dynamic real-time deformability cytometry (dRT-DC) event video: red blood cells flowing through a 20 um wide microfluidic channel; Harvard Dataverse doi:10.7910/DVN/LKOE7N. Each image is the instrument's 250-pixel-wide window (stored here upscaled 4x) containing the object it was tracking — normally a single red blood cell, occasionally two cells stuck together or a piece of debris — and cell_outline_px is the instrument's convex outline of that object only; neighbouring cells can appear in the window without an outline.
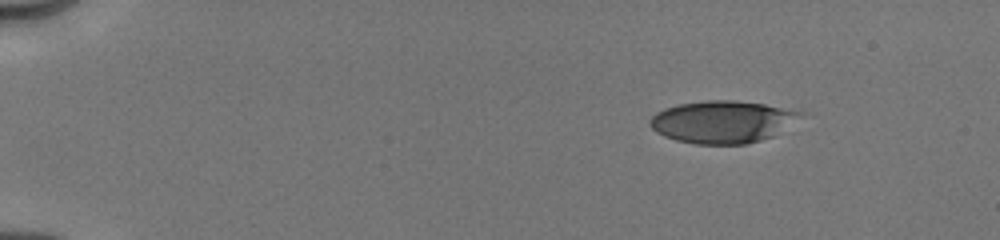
{"species": "human", "species_latin": "Homo sapiens", "temperature_condition": "cold", "stored_images_in_passage": 7, "camera_frame_rate_fps": 3000, "um_per_image_px": 0.085, "donor": {"sex": "male"}, "frame": {"image": 1, "passage_image": 1, "time_ms": 0.0, "image_size_px": [1000, 240], "cell_outline_px": [[808, 112], [772, 136], [760, 140], [744, 144], [696, 144], [676, 140], [664, 136], [656, 132], [648, 124], [648, 120], [656, 112], [664, 108], [680, 104], [708, 100], [736, 100], [764, 104]], "centroid_in_image_um": [61.38, 10.34], "position_along_channel_um": 23.6, "area_um2": 37.05}}
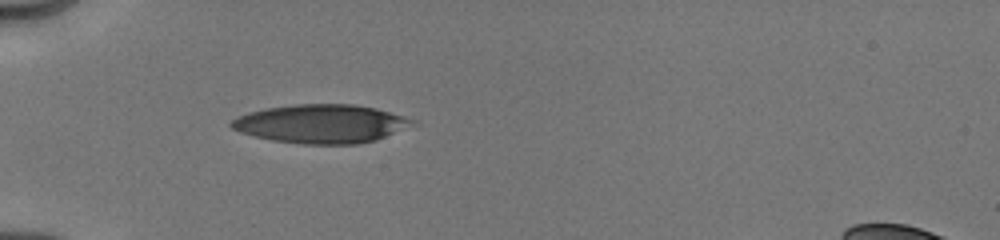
{"frame": {"image": 2, "passage_image": 5, "time_ms": 3.333, "image_size_px": [1000, 240], "cell_outline_px": [[420, 124], [376, 140], [360, 144], [300, 144], [272, 140], [240, 132], [232, 128], [228, 124], [236, 116], [248, 112], [264, 108], [296, 104], [352, 104], [376, 108], [404, 116], [416, 120]], "centroid_in_image_um": [27.34, 10.52], "position_along_channel_um": 57.7, "area_um2": 41.21}}
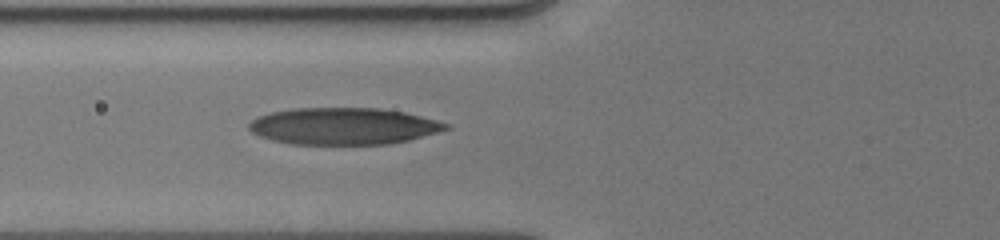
{"frame": {"image": 3, "passage_image": 7, "time_ms": 4.667, "image_size_px": [1000, 240], "cell_outline_px": [[452, 128], [408, 140], [388, 144], [292, 144], [272, 140], [260, 136], [252, 132], [248, 128], [248, 124], [252, 120], [268, 112], [292, 108], [380, 108], [404, 112], [452, 124]], "centroid_in_image_um": [29.2, 10.72], "position_along_channel_um": 96.6, "area_um2": 42.31}}